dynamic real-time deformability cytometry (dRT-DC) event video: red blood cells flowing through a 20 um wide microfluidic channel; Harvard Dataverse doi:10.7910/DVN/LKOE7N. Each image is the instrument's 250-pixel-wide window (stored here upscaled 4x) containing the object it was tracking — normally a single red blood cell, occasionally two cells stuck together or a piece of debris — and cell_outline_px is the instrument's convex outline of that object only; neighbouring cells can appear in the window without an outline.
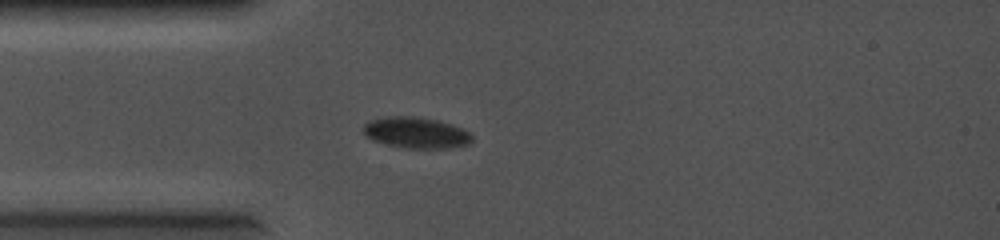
{"species": "common noctule bat (a hibernating species)", "species_latin": "Nyctalus noctula", "temperature_condition": "cold", "stored_images_in_passage": 2, "camera_frame_rate_fps": 5000, "um_per_image_px": 0.085, "animal": {"sex": "female", "body_mass_g": 19.0, "forearm_length_mm": 56.7}, "frame": {"image": 1, "passage_image": 2, "time_ms": 0.2, "image_size_px": [1000, 240], "cell_outline_px": [[472, 140], [468, 144], [452, 148], [404, 148], [372, 140], [364, 136], [360, 128], [368, 120], [384, 116], [420, 116], [440, 120], [464, 128], [472, 136]], "centroid_in_image_um": [35.33, 11.26], "position_along_channel_um": 49.7, "area_um2": 20.23}}